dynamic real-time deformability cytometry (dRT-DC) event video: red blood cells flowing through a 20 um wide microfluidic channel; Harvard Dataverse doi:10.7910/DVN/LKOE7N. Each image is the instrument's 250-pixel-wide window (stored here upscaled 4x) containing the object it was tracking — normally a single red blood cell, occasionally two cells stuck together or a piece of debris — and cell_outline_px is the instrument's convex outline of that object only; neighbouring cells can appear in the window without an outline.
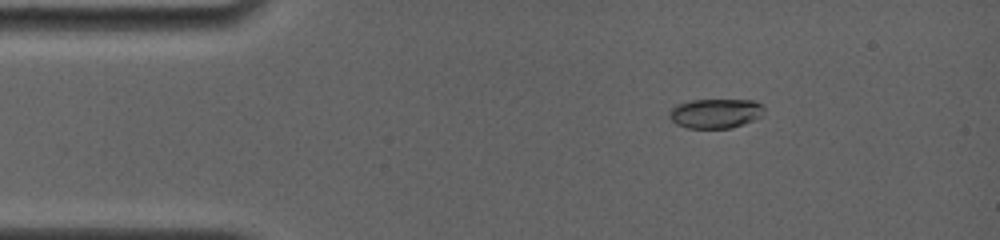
{"species": "common noctule bat (a hibernating species)", "species_latin": "Nyctalus noctula", "temperature_condition": "room temperature", "stored_images_in_passage": 46, "camera_frame_rate_fps": 4000, "um_per_image_px": 0.085, "animal": {"sex": "female", "body_mass_g": 19.0, "forearm_length_mm": 56.7}, "frame": {"image": 1, "passage_image": 3, "time_ms": 0.75, "image_size_px": [1000, 240], "cell_outline_px": [[764, 116], [744, 124], [732, 128], [688, 128], [676, 124], [668, 116], [668, 112], [676, 104], [692, 100], [752, 100], [760, 104], [764, 108]], "centroid_in_image_um": [60.82, 9.64], "position_along_channel_um": 24.2, "area_um2": 16.47}}
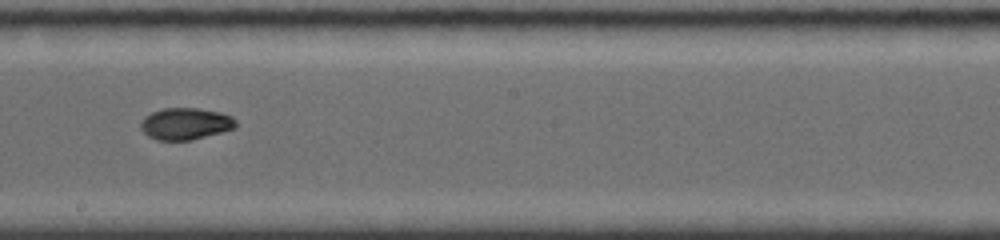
{"frame": {"image": 2, "passage_image": 19, "time_ms": 7.75, "image_size_px": [1000, 240], "cell_outline_px": [[236, 128], [192, 140], [156, 140], [148, 136], [140, 128], [140, 124], [144, 116], [152, 112], [164, 108], [196, 108], [220, 112], [232, 116], [236, 120]], "centroid_in_image_um": [15.76, 10.52], "position_along_channel_um": 232.4, "area_um2": 17.69}}
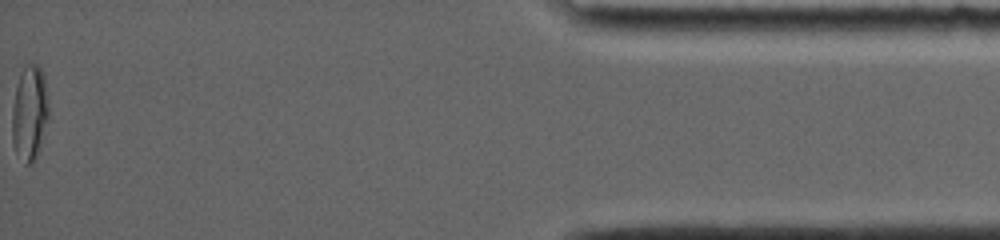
{"frame": {"image": 3, "passage_image": 46, "time_ms": 15.0, "image_size_px": [1000, 240], "cell_outline_px": [[48, 116], [36, 160], [32, 164], [24, 164], [16, 152], [12, 144], [12, 108], [16, 88], [24, 64], [36, 64], [44, 72], [48, 104]], "centroid_in_image_um": [2.51, 9.62], "position_along_channel_um": 432.7, "area_um2": 20.29}, "authors_computed_cell_mechanics": {"area_um2": 17.7157, "velocity_mm_per_s": 3.8043, "shape_relaxation_time_tau1_ms": 4.3255, "shape_relaxation_time_tau2_ms": 1.982, "deformation_change_tau1": 0.1834, "deformation_change_tau2": 0.0458}}